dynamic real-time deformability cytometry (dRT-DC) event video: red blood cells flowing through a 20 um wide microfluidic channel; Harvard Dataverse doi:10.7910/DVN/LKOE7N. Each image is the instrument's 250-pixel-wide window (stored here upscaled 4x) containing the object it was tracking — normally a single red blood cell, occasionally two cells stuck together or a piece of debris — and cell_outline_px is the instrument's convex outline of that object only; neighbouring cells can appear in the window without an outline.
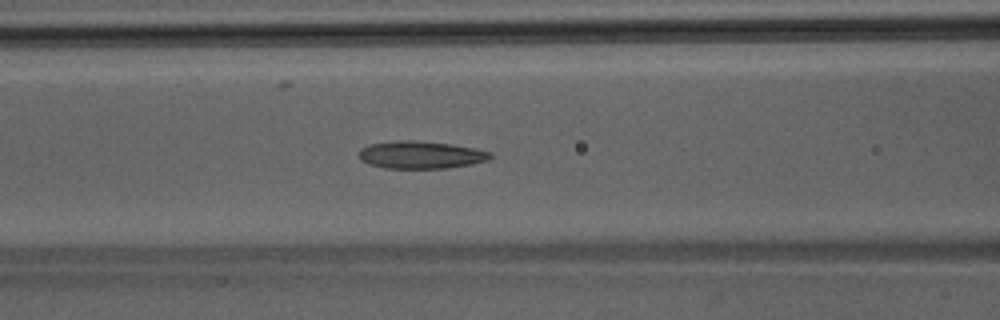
{"species": "Egyptian fruit bat (a non-hibernating species)", "species_latin": "Rousettus aegyptiacus", "temperature_condition": "room temperature", "stored_images_in_passage": 40, "camera_frame_rate_fps": 3000, "um_per_image_px": 0.085, "animal": {"sex": "male"}, "frame": {"image": 1, "passage_image": 14, "time_ms": 4.333, "image_size_px": [1000, 320], "cell_outline_px": [[492, 156], [488, 160], [472, 164], [448, 168], [384, 168], [368, 164], [360, 160], [360, 148], [368, 144], [396, 140], [416, 140], [452, 144], [476, 148], [492, 152]], "centroid_in_image_um": [35.77, 13.15], "position_along_channel_um": 130.8, "area_um2": 21.33}}
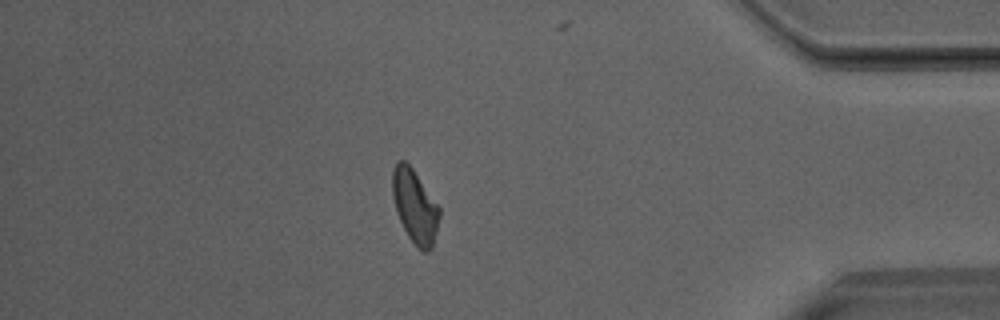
{"frame": {"image": 2, "passage_image": 34, "time_ms": 11.0, "image_size_px": [1000, 320], "cell_outline_px": [[440, 216], [432, 248], [428, 252], [424, 252], [408, 236], [396, 212], [392, 196], [392, 168], [396, 160], [404, 160], [412, 168], [440, 208]], "centroid_in_image_um": [35.24, 17.5], "position_along_channel_um": 400.0, "area_um2": 19.94}}
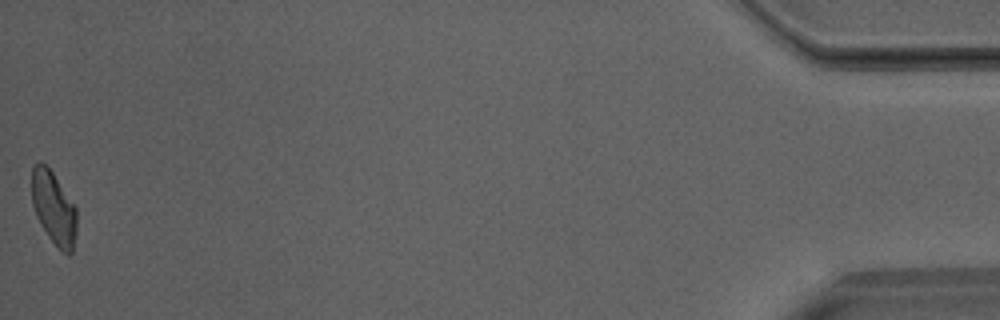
{"frame": {"image": 3, "passage_image": 40, "time_ms": 13.0, "image_size_px": [1000, 320], "cell_outline_px": [[76, 232], [72, 252], [68, 256], [60, 252], [48, 236], [40, 224], [36, 216], [32, 204], [32, 168], [40, 160], [52, 172], [76, 208]], "centroid_in_image_um": [4.56, 17.73], "position_along_channel_um": 430.6, "area_um2": 19.07}}